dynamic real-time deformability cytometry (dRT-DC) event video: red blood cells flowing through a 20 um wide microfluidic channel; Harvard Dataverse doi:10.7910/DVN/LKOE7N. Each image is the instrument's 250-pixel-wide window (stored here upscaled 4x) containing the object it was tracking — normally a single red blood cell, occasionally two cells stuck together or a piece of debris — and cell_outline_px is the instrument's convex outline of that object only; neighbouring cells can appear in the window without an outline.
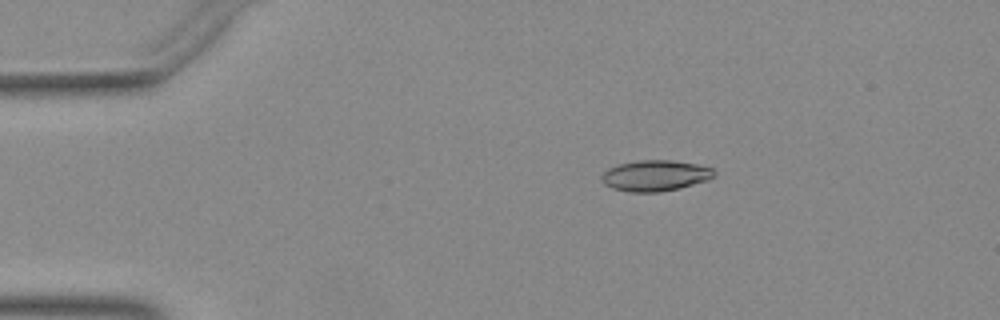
{"species": "Egyptian fruit bat (a non-hibernating species)", "species_latin": "Rousettus aegyptiacus", "temperature_condition": "warm", "stored_images_in_passage": 43, "camera_frame_rate_fps": 3000, "um_per_image_px": 0.085, "animal": {"sex": "female"}, "frame": {"image": 1, "passage_image": 1, "time_ms": 0.0, "image_size_px": [1000, 320], "cell_outline_px": [[716, 176], [708, 180], [680, 188], [660, 192], [628, 192], [612, 188], [604, 184], [600, 180], [600, 176], [608, 168], [620, 164], [636, 160], [672, 160], [696, 164], [712, 168], [716, 172]], "centroid_in_image_um": [55.69, 14.93], "position_along_channel_um": 29.3, "area_um2": 20.46}}
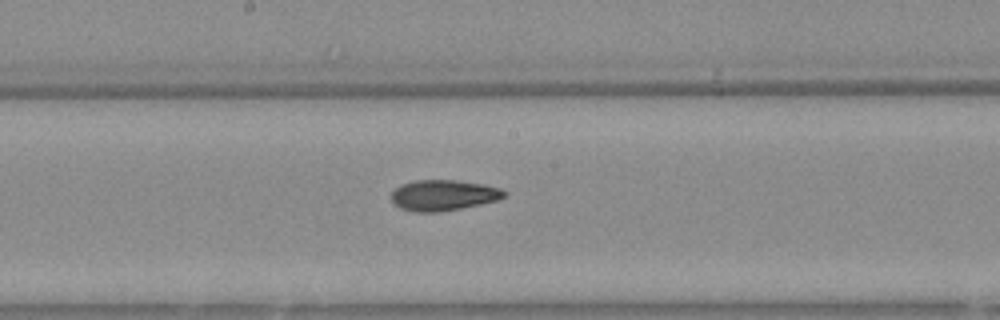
{"frame": {"image": 2, "passage_image": 19, "time_ms": 6.0, "image_size_px": [1000, 320], "cell_outline_px": [[504, 196], [496, 200], [480, 204], [440, 212], [412, 212], [400, 208], [392, 204], [392, 192], [400, 184], [416, 180], [456, 180], [480, 184], [500, 188], [504, 192]], "centroid_in_image_um": [37.61, 16.6], "position_along_channel_um": 210.6, "area_um2": 20.06}}
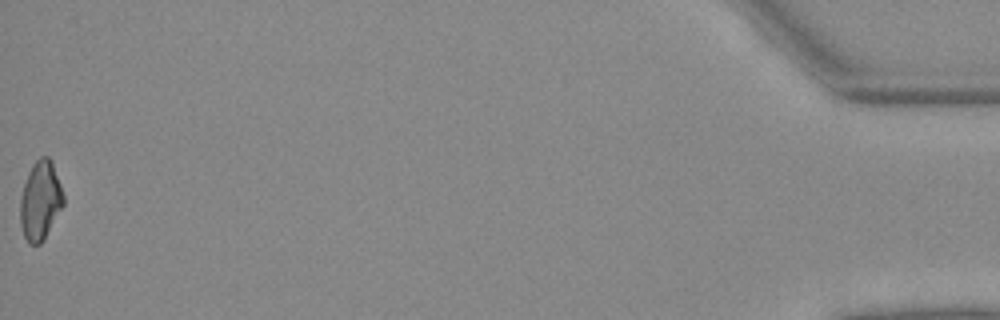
{"frame": {"image": 3, "passage_image": 43, "time_ms": 14.0, "image_size_px": [1000, 320], "cell_outline_px": [[64, 204], [44, 240], [40, 244], [28, 244], [24, 236], [20, 224], [20, 200], [24, 184], [28, 172], [32, 164], [40, 156], [48, 156], [52, 160], [64, 196]], "centroid_in_image_um": [3.43, 17.05], "position_along_channel_um": 431.8, "area_um2": 20.0}}